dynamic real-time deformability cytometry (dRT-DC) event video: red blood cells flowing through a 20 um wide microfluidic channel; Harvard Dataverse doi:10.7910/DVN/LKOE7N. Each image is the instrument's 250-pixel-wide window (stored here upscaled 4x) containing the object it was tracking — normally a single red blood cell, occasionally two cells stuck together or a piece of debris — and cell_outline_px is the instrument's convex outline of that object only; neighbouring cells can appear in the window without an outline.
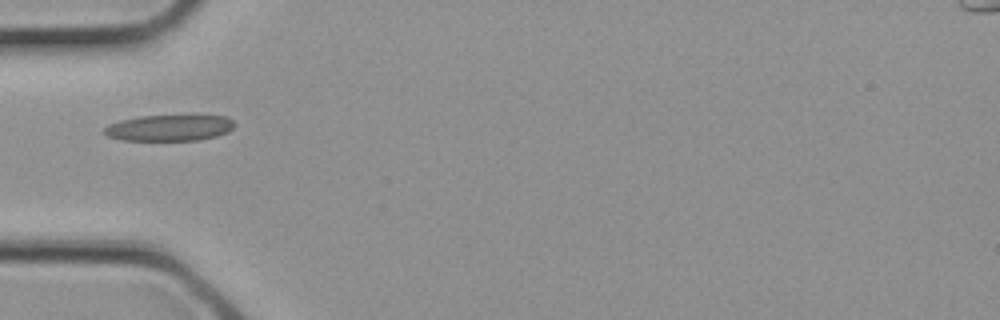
{"species": "common noctule bat (a hibernating species)", "species_latin": "Nyctalus noctula", "temperature_condition": "cold", "stored_images_in_passage": 3, "camera_frame_rate_fps": 3000, "um_per_image_px": 0.085, "animal": {"sex": "female", "body_mass_g": 21.9}, "frame": {"image": 1, "passage_image": 3, "time_ms": 0.667, "image_size_px": [1000, 320], "cell_outline_px": [[236, 124], [228, 132], [216, 136], [200, 140], [120, 140], [108, 136], [104, 132], [104, 128], [108, 124], [120, 120], [140, 116], [196, 112], [228, 116]], "centroid_in_image_um": [14.49, 10.8], "position_along_channel_um": 70.5, "area_um2": 21.04}}